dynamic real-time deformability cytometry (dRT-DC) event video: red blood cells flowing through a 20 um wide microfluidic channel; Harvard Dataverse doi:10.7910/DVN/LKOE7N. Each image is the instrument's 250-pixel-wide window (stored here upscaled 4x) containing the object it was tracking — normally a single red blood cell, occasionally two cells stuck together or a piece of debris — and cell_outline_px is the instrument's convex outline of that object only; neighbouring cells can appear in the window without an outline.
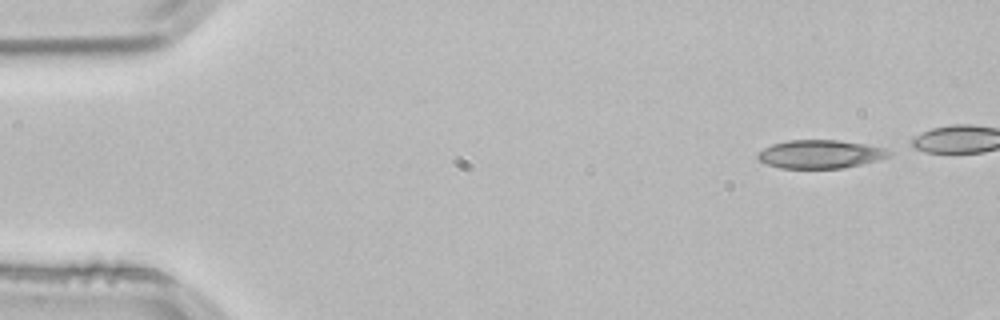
{"species": "common noctule bat (a hibernating species)", "species_latin": "Nyctalus noctula", "temperature_condition": "room temperature", "stored_images_in_passage": 12, "camera_frame_rate_fps": 3000, "um_per_image_px": 0.085, "animal": {"sex": "male", "body_mass_g": 21.5, "forearm_length_mm": 52.0}, "frame": {"image": 1, "passage_image": 1, "time_ms": 0.0, "image_size_px": [1000, 320], "cell_outline_px": [[892, 156], [844, 168], [780, 168], [756, 160], [756, 152], [772, 144], [788, 140], [836, 140], [864, 144], [884, 148], [892, 152]], "centroid_in_image_um": [69.68, 13.1], "position_along_channel_um": 15.3, "area_um2": 21.73}}